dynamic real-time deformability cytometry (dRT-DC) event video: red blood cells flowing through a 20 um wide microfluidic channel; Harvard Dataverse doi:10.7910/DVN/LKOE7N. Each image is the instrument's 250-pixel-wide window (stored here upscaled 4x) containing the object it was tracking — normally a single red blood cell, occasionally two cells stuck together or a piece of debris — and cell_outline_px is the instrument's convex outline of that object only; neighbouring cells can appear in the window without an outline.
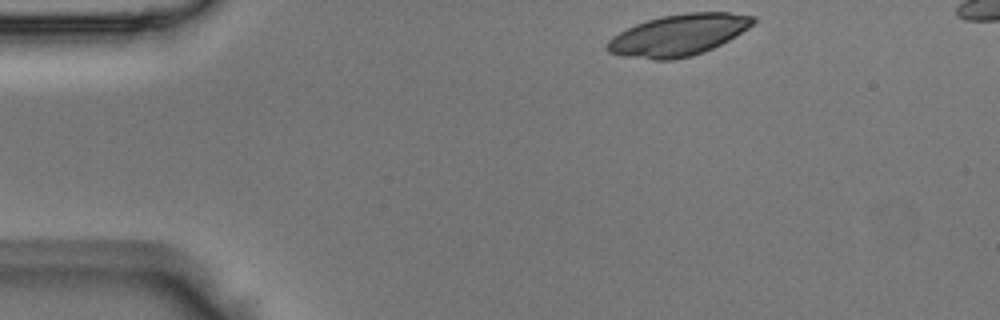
{"species": "Egyptian fruit bat (a non-hibernating species)", "species_latin": "Rousettus aegyptiacus", "temperature_condition": "room temperature", "stored_images_in_passage": 43, "camera_frame_rate_fps": 3000, "um_per_image_px": 0.085, "animal": {"sex": "male"}, "frame": {"image": 1, "passage_image": 1, "time_ms": 0.0, "image_size_px": [1000, 320], "cell_outline_px": [[756, 20], [748, 28], [736, 36], [704, 52], [692, 56], [672, 60], [652, 60], [620, 56], [608, 52], [604, 48], [608, 40], [612, 36], [636, 24], [660, 16], [688, 12], [728, 12], [756, 16]], "centroid_in_image_um": [57.64, 2.99], "position_along_channel_um": 27.4, "area_um2": 35.43}}
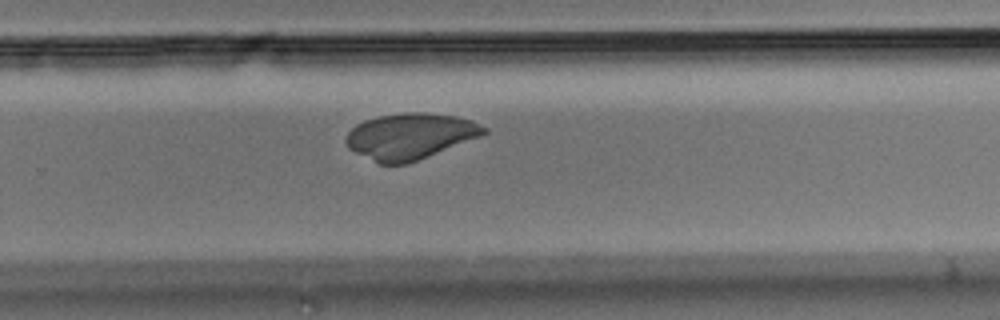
{"frame": {"image": 2, "passage_image": 26, "time_ms": 8.333, "image_size_px": [1000, 320], "cell_outline_px": [[488, 132], [480, 136], [408, 164], [380, 164], [348, 148], [344, 140], [348, 132], [356, 124], [364, 120], [380, 116], [404, 112], [424, 112], [456, 116], [472, 120], [488, 128]], "centroid_in_image_um": [34.86, 11.57], "position_along_channel_um": 294.9, "area_um2": 36.88}}
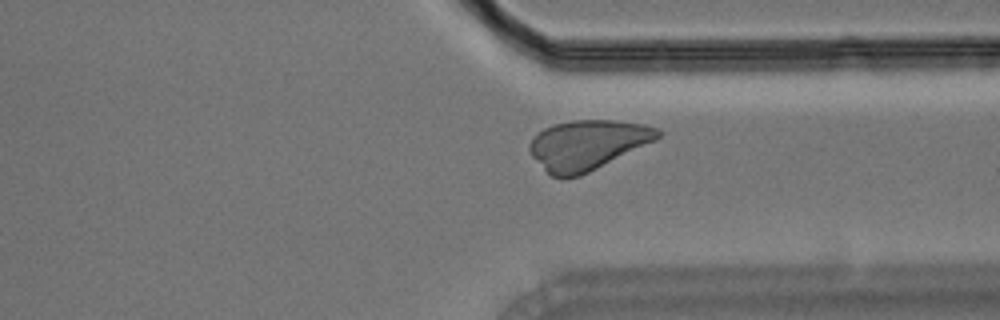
{"frame": {"image": 3, "passage_image": 31, "time_ms": 10.0, "image_size_px": [1000, 320], "cell_outline_px": [[664, 132], [656, 140], [580, 176], [552, 176], [532, 156], [528, 148], [528, 144], [544, 128], [552, 124], [572, 120], [616, 120], [644, 124], [660, 128]], "centroid_in_image_um": [49.98, 12.28], "position_along_channel_um": 361.4, "area_um2": 36.82}}